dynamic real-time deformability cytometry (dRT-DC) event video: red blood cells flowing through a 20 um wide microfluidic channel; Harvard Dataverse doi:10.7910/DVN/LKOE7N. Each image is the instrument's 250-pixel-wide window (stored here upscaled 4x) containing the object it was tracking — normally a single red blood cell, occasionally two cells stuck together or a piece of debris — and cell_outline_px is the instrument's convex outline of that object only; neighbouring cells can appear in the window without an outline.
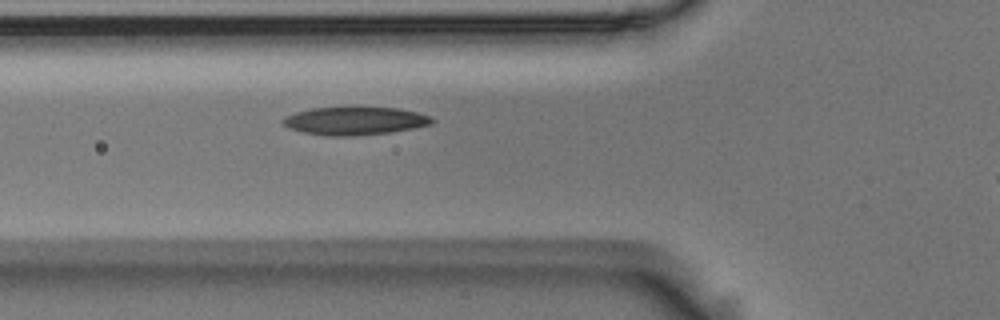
{"species": "Egyptian fruit bat (a non-hibernating species)", "species_latin": "Rousettus aegyptiacus", "temperature_condition": "room temperature", "stored_images_in_passage": 6, "camera_frame_rate_fps": 3000, "um_per_image_px": 0.085, "animal": {"sex": "male"}, "frame": {"image": 1, "passage_image": 6, "time_ms": 1.667, "image_size_px": [1000, 320], "cell_outline_px": [[436, 120], [432, 124], [412, 128], [388, 132], [352, 136], [328, 136], [304, 132], [288, 128], [280, 120], [284, 116], [296, 112], [312, 108], [396, 108], [416, 112], [428, 116]], "centroid_in_image_um": [30.12, 10.28], "position_along_channel_um": 95.7, "area_um2": 23.99}}